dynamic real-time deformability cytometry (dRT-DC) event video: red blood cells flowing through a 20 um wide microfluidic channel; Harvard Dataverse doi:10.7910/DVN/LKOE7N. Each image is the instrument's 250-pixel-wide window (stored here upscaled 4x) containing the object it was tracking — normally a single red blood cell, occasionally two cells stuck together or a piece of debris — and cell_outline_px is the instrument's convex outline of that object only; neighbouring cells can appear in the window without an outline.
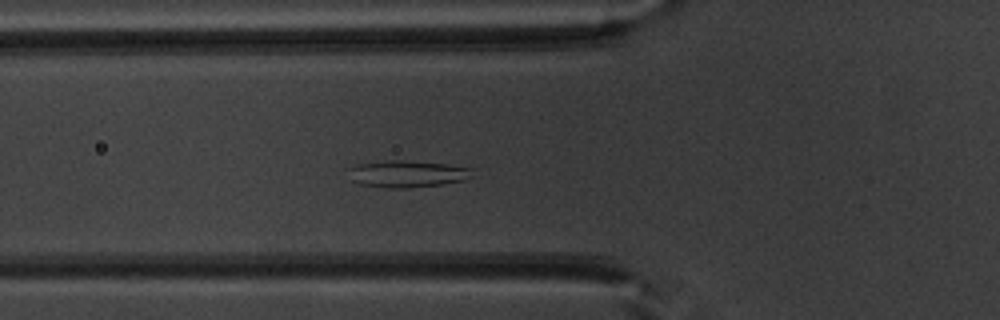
{"species": "common noctule bat (a hibernating species)", "species_latin": "Nyctalus noctula", "temperature_condition": "warm", "stored_images_in_passage": 40, "camera_frame_rate_fps": 3000, "um_per_image_px": 0.085, "animal": {"sex": "male", "body_mass_g": 20.1, "forearm_length_mm": 53.5}, "frame": {"image": 1, "passage_image": 7, "time_ms": 2.0, "image_size_px": [1000, 320], "cell_outline_px": [[472, 168], [464, 180], [444, 184], [408, 188], [392, 188], [360, 184], [352, 180], [344, 168], [360, 164], [388, 160], [404, 160], [448, 164]], "centroid_in_image_um": [34.53, 14.77], "position_along_channel_um": 91.3, "area_um2": 19.31}}
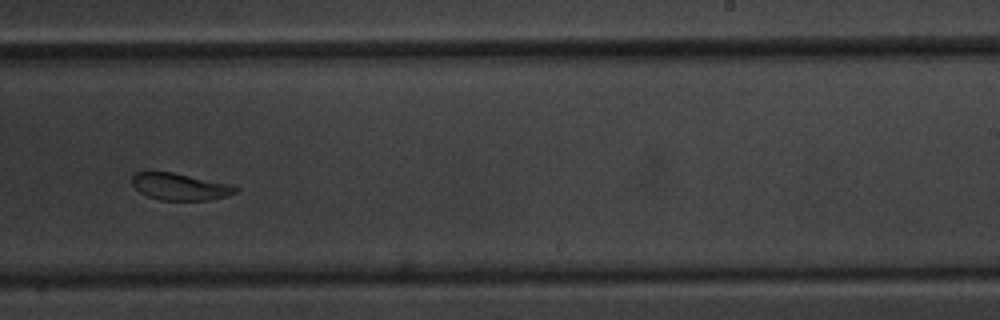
{"frame": {"image": 2, "passage_image": 21, "time_ms": 6.667, "image_size_px": [1000, 320], "cell_outline_px": [[240, 188], [236, 192], [228, 196], [208, 200], [160, 200], [148, 196], [140, 192], [132, 184], [132, 176], [136, 172], [172, 172], [236, 184]], "centroid_in_image_um": [15.38, 15.86], "position_along_channel_um": 273.6, "area_um2": 16.47}}
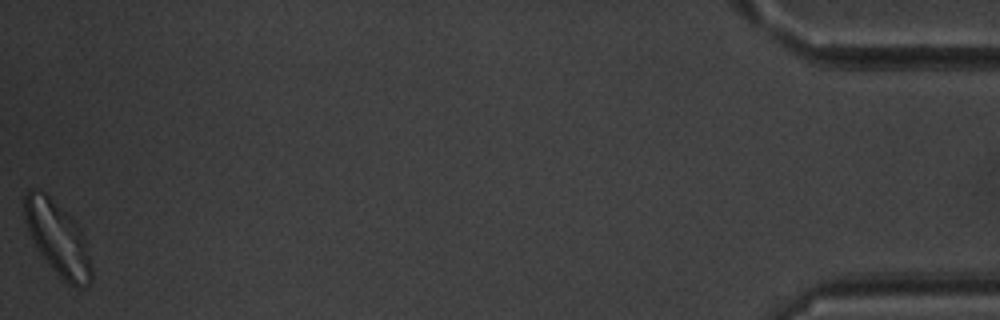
{"frame": {"image": 3, "passage_image": 40, "time_ms": 13.0, "image_size_px": [1000, 320], "cell_outline_px": [[92, 280], [84, 288], [76, 288], [68, 284], [48, 264], [32, 240], [28, 232], [24, 220], [24, 196], [28, 188], [36, 188], [44, 192], [80, 228], [84, 236], [92, 268]], "centroid_in_image_um": [4.89, 20.29], "position_along_channel_um": 430.3, "area_um2": 28.38}, "authors_computed_cell_mechanics": {"area_um2": 18.2359, "velocity_mm_per_s": 3.908, "shape_relaxation_time_tau1_ms": 4.2997, "shape_relaxation_time_tau2_ms": 2.2474, "deformation_change_tau1": 0.1097, "deformation_change_tau2": 0.0842}}